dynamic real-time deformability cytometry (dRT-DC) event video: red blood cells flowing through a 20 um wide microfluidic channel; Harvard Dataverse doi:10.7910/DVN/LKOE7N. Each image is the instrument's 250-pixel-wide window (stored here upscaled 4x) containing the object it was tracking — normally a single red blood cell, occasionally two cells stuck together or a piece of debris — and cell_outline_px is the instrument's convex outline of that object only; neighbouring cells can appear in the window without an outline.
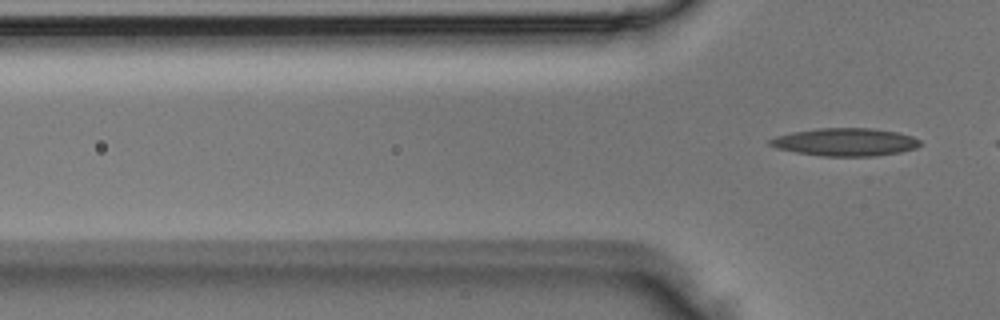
{"species": "Egyptian fruit bat (a non-hibernating species)", "species_latin": "Rousettus aegyptiacus", "temperature_condition": "room temperature", "stored_images_in_passage": 4, "camera_frame_rate_fps": 3000, "um_per_image_px": 0.085, "animal": {"sex": "male"}, "frame": {"image": 1, "passage_image": 4, "time_ms": 1.0, "image_size_px": [1000, 320], "cell_outline_px": [[920, 144], [916, 148], [900, 152], [876, 156], [820, 156], [796, 152], [776, 148], [768, 144], [768, 140], [776, 136], [792, 132], [820, 128], [876, 128], [900, 132], [912, 136], [920, 140]], "centroid_in_image_um": [71.86, 12.07], "position_along_channel_um": 53.9, "area_um2": 24.51}}